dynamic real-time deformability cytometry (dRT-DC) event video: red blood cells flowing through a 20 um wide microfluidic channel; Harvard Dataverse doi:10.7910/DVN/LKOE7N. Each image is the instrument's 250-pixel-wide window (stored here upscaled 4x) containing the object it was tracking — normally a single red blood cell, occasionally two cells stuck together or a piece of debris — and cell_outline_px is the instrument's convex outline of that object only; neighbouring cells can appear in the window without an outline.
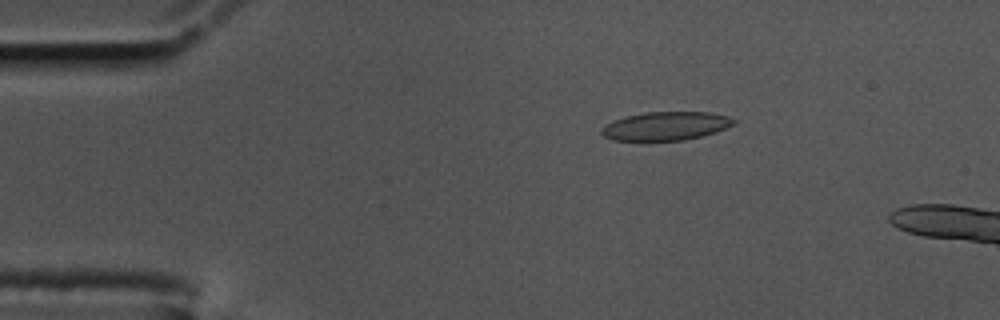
{"species": "common noctule bat (a hibernating species)", "species_latin": "Nyctalus noctula", "temperature_condition": "cold", "stored_images_in_passage": 14, "camera_frame_rate_fps": 3000, "um_per_image_px": 0.085, "animal": {"sex": "male", "body_mass_g": 17.5, "forearm_length_mm": 52.3}, "frame": {"image": 1, "passage_image": 10, "time_ms": 3.0, "image_size_px": [1000, 320], "cell_outline_px": [[736, 124], [700, 136], [684, 140], [612, 140], [604, 136], [600, 132], [600, 128], [612, 120], [624, 116], [648, 112], [708, 112], [728, 116], [736, 120]], "centroid_in_image_um": [56.54, 10.7], "position_along_channel_um": 28.5, "area_um2": 21.85}}